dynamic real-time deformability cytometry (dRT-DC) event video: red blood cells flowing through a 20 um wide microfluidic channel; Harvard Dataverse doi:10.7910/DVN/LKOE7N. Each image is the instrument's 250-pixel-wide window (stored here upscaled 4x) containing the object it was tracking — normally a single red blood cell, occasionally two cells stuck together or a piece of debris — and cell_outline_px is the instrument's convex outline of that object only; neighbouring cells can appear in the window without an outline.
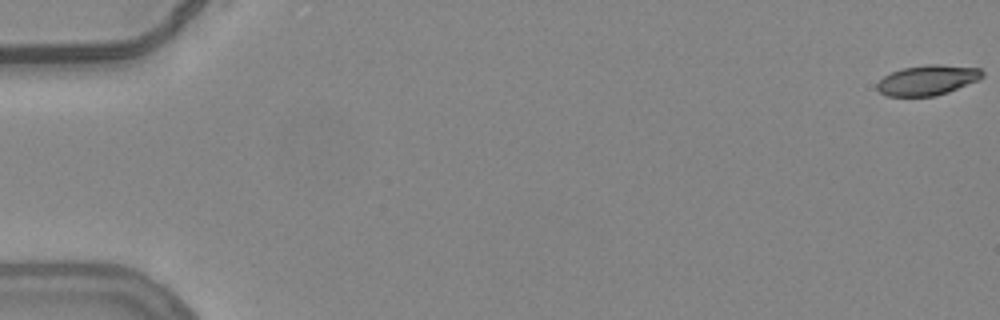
{"species": "common noctule bat (a hibernating species)", "species_latin": "Nyctalus noctula", "temperature_condition": "warm", "stored_images_in_passage": 56, "camera_frame_rate_fps": 3000, "um_per_image_px": 0.085, "animal": {"sex": "female", "body_mass_g": 24.6, "forearm_length_mm": 56.2}, "frame": {"image": 1, "passage_image": 1, "time_ms": 0.0, "image_size_px": [1000, 320], "cell_outline_px": [[984, 76], [980, 80], [948, 92], [936, 96], [888, 96], [880, 92], [876, 88], [876, 84], [884, 76], [892, 72], [904, 68], [928, 64], [940, 64], [980, 68], [984, 72]], "centroid_in_image_um": [78.88, 6.81], "position_along_channel_um": 6.1, "area_um2": 18.55}}
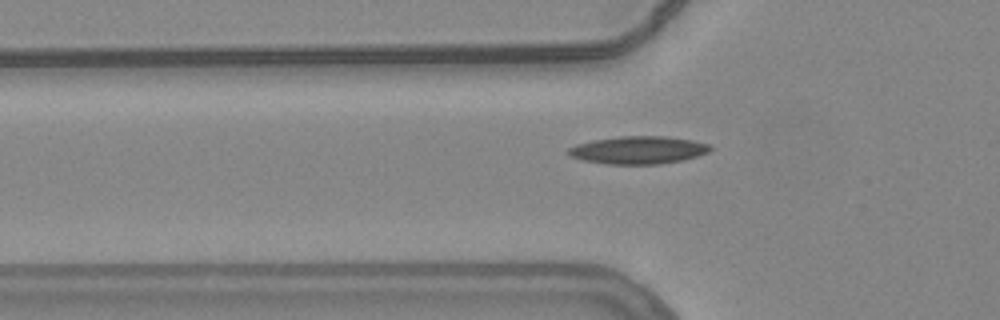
{"frame": {"image": 2, "passage_image": 20, "time_ms": 6.333, "image_size_px": [1000, 320], "cell_outline_px": [[712, 148], [708, 152], [684, 160], [656, 164], [604, 164], [580, 160], [568, 156], [564, 152], [568, 148], [576, 144], [592, 140], [620, 136], [664, 136], [692, 140], [708, 144]], "centroid_in_image_um": [54.17, 12.76], "position_along_channel_um": 71.6, "area_um2": 23.12}}
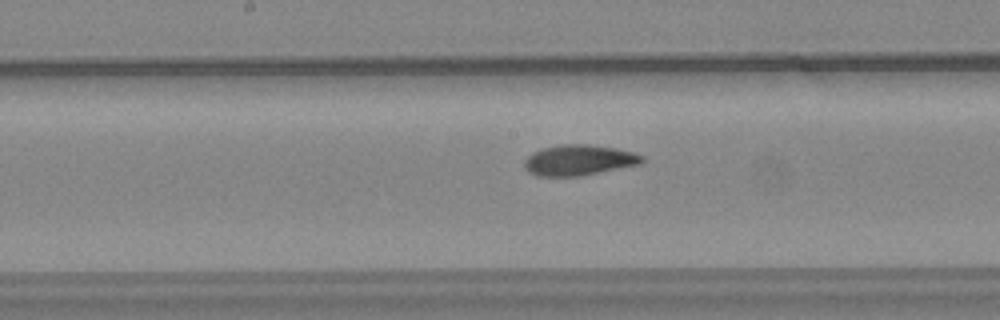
{"frame": {"image": 3, "passage_image": 30, "time_ms": 9.667, "image_size_px": [1000, 320], "cell_outline_px": [[644, 160], [640, 164], [580, 176], [536, 176], [528, 172], [524, 168], [524, 160], [532, 152], [540, 148], [560, 144], [588, 144], [616, 148], [632, 152], [644, 156]], "centroid_in_image_um": [49.16, 13.6], "position_along_channel_um": 199.0, "area_um2": 21.15}, "authors_computed_cell_mechanics": {"area_um2": 20.2878, "velocity_mm_per_s": 3.796, "shape_relaxation_time_tau1_ms": 4.9827, "shape_relaxation_time_tau2_ms": 1.6382, "deformation_change_tau1": 0.204, "deformation_change_tau2": 0.0806}}